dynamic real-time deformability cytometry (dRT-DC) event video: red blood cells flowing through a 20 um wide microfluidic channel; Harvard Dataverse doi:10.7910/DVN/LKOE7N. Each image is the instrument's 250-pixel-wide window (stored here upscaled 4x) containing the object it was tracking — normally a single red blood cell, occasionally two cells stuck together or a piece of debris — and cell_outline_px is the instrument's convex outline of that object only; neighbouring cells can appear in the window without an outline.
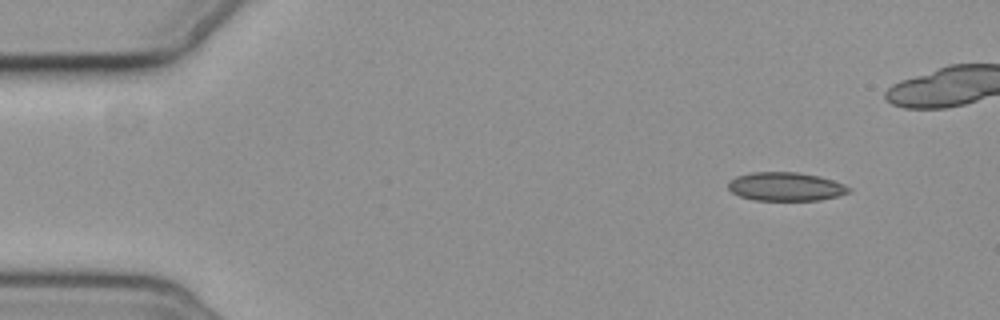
{"species": "common noctule bat (a hibernating species)", "species_latin": "Nyctalus noctula", "temperature_condition": "cold", "stored_images_in_passage": 5, "camera_frame_rate_fps": 3000, "um_per_image_px": 0.085, "animal": {"sex": "female", "body_mass_g": 19.3, "forearm_length_mm": 54.1}, "frame": {"image": 1, "passage_image": 1, "time_ms": 0.0, "image_size_px": [1000, 320], "cell_outline_px": [[852, 188], [848, 192], [836, 196], [820, 200], [756, 200], [740, 196], [732, 192], [728, 188], [728, 180], [736, 176], [752, 172], [796, 172], [820, 176], [844, 184]], "centroid_in_image_um": [66.76, 15.85], "position_along_channel_um": 18.2, "area_um2": 20.06}}